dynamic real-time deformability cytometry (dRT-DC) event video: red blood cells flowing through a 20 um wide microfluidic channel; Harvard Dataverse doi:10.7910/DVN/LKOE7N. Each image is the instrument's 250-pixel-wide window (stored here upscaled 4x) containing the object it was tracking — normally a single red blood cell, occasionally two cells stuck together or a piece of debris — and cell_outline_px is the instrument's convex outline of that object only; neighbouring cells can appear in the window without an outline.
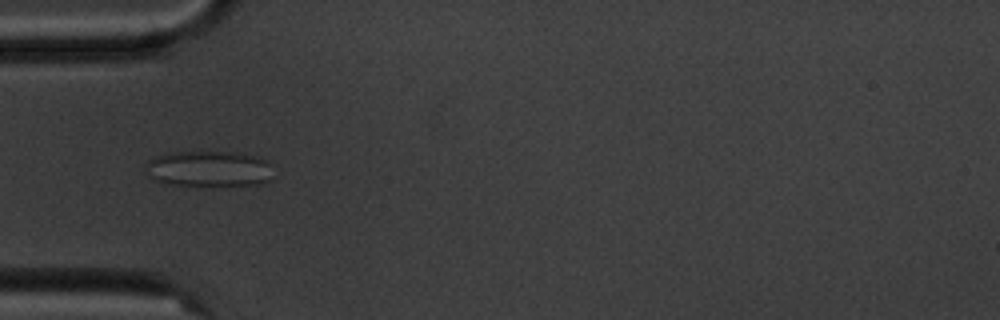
{"species": "common noctule bat (a hibernating species)", "species_latin": "Nyctalus noctula", "temperature_condition": "cold", "stored_images_in_passage": 5, "camera_frame_rate_fps": 3000, "um_per_image_px": 0.085, "animal": {"sex": "male", "body_mass_g": 20.1, "forearm_length_mm": 53.5}, "frame": {"image": 1, "passage_image": 1, "time_ms": 0.0, "image_size_px": [1000, 320], "cell_outline_px": [[268, 180], [260, 184], [164, 184], [152, 180], [144, 172], [144, 164], [148, 160], [156, 156], [168, 152], [236, 152], [256, 156], [268, 160]], "centroid_in_image_um": [17.61, 14.32], "position_along_channel_um": 67.4, "area_um2": 26.3}}
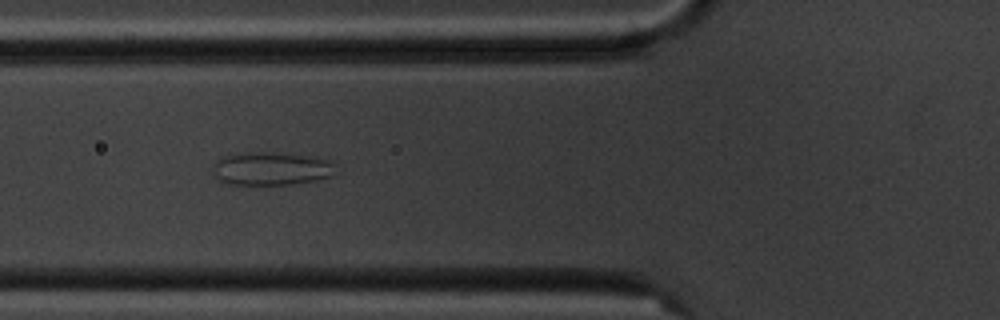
{"frame": {"image": 2, "passage_image": 2, "time_ms": 1.0, "image_size_px": [1000, 320], "cell_outline_px": [[332, 176], [316, 180], [292, 184], [220, 184], [212, 168], [216, 160], [224, 156], [236, 152], [272, 152], [312, 156], [332, 160]], "centroid_in_image_um": [22.99, 14.32], "position_along_channel_um": 102.8, "area_um2": 23.93}}